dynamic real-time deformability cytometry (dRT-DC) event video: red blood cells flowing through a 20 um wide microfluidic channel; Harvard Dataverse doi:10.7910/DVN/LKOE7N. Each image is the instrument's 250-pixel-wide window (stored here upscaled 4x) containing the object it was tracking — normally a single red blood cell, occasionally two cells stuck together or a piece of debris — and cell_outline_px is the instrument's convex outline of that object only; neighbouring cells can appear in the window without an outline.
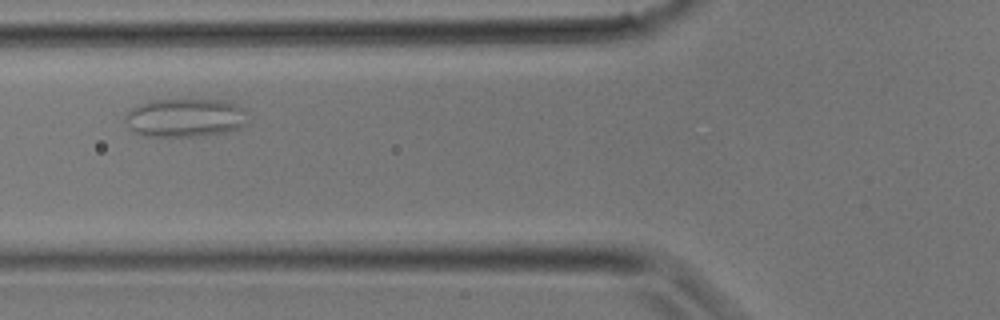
{"species": "common noctule bat (a hibernating species)", "species_latin": "Nyctalus noctula", "temperature_condition": "room temperature", "stored_images_in_passage": 28, "camera_frame_rate_fps": 3000, "um_per_image_px": 0.085, "animal": {"sex": "male", "body_mass_g": 17.9}, "frame": {"image": 1, "passage_image": 7, "time_ms": 2.0, "image_size_px": [1000, 320], "cell_outline_px": [[252, 116], [248, 124], [240, 128], [224, 132], [196, 136], [144, 136], [132, 132], [124, 120], [124, 116], [136, 104], [148, 100], [220, 100], [236, 104], [248, 112]], "centroid_in_image_um": [15.76, 10.01], "position_along_channel_um": 110.0, "area_um2": 28.03}}
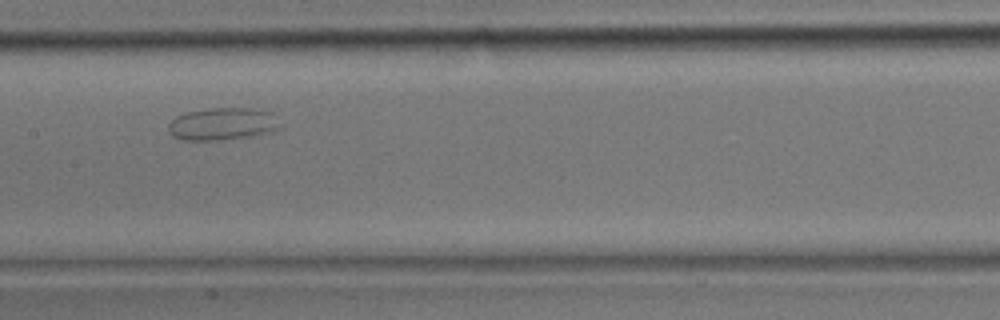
{"frame": {"image": 2, "passage_image": 11, "time_ms": 3.333, "image_size_px": [1000, 320], "cell_outline_px": [[280, 128], [272, 132], [256, 136], [224, 140], [184, 140], [172, 136], [168, 132], [168, 124], [176, 116], [188, 112], [212, 108], [252, 108], [272, 112], [280, 124]], "centroid_in_image_um": [18.94, 10.55], "position_along_channel_um": 188.5, "area_um2": 21.39}}
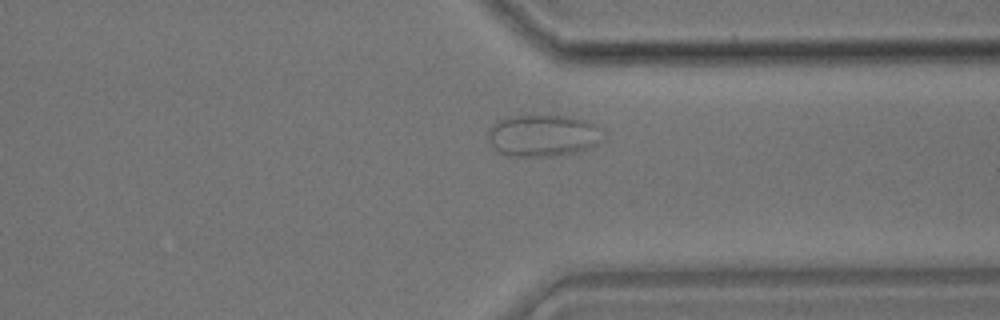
{"frame": {"image": 3, "passage_image": 20, "time_ms": 6.333, "image_size_px": [1000, 320], "cell_outline_px": [[596, 144], [588, 148], [556, 156], [508, 156], [500, 152], [488, 140], [488, 132], [492, 124], [496, 120], [512, 116], [568, 116], [584, 120], [592, 124], [596, 128]], "centroid_in_image_um": [46.01, 11.52], "position_along_channel_um": 365.4, "area_um2": 27.11}}